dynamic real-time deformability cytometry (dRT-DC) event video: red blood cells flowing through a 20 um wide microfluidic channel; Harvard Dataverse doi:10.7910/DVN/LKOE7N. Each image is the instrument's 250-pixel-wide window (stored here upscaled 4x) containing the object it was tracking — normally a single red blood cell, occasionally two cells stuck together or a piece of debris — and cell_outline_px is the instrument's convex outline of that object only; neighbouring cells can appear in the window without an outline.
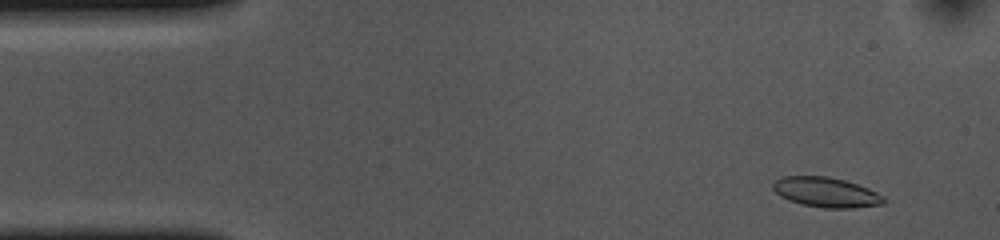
{"species": "common noctule bat (a hibernating species)", "species_latin": "Nyctalus noctula", "temperature_condition": "cold", "stored_images_in_passage": 53, "camera_frame_rate_fps": 3000, "um_per_image_px": 0.085, "animal": {"sex": "female", "body_mass_g": 10.0, "forearm_length_mm": 53.1}, "frame": {"image": 1, "passage_image": 4, "time_ms": 1.0, "image_size_px": [1000, 240], "cell_outline_px": [[884, 204], [852, 208], [824, 208], [804, 204], [788, 200], [780, 196], [772, 188], [772, 184], [776, 180], [784, 176], [828, 176], [844, 180], [868, 188], [884, 196]], "centroid_in_image_um": [70.21, 16.34], "position_along_channel_um": 14.8, "area_um2": 19.19}}
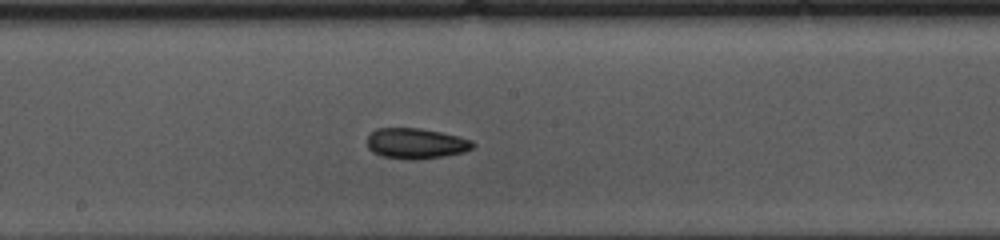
{"frame": {"image": 2, "passage_image": 27, "time_ms": 8.667, "image_size_px": [1000, 240], "cell_outline_px": [[476, 144], [472, 148], [464, 152], [444, 156], [416, 160], [412, 160], [380, 156], [372, 152], [368, 148], [368, 136], [376, 128], [420, 128], [440, 132], [472, 140]], "centroid_in_image_um": [35.35, 12.2], "position_along_channel_um": 212.9, "area_um2": 18.84}}
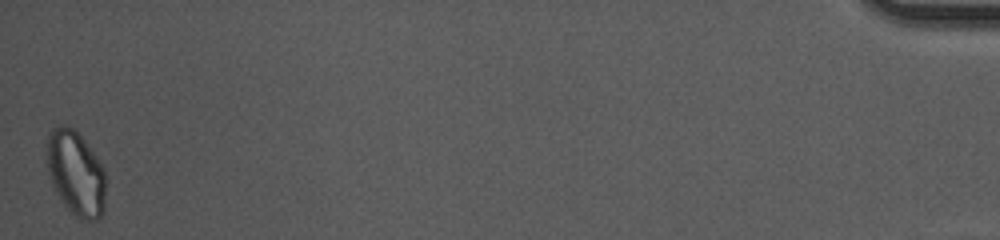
{"frame": {"image": 3, "passage_image": 53, "time_ms": 17.333, "image_size_px": [1000, 240], "cell_outline_px": [[104, 212], [96, 220], [80, 220], [64, 204], [56, 192], [52, 184], [48, 172], [48, 136], [52, 128], [64, 124], [72, 128], [84, 140], [96, 156], [104, 168]], "centroid_in_image_um": [6.45, 14.74], "position_along_channel_um": 428.7, "area_um2": 28.61}}